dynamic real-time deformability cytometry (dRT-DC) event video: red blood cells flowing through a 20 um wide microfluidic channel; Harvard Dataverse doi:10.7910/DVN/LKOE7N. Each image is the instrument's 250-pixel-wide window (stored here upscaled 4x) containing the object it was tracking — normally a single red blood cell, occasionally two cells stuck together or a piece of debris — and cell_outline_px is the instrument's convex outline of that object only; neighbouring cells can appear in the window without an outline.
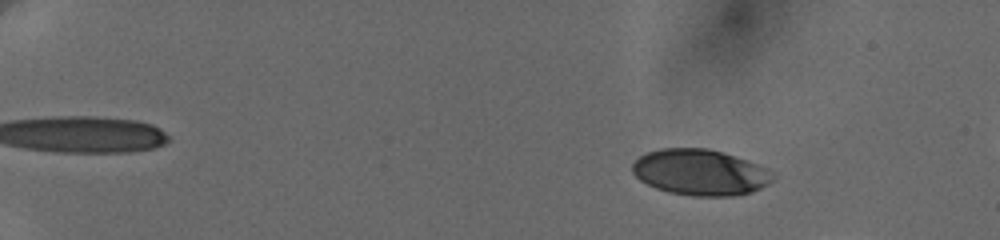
{"species": "human", "species_latin": "Homo sapiens", "temperature_condition": "cold", "stored_images_in_passage": 11, "segment_of_instrument_passage": [1, 2], "camera_frame_rate_fps": 3000, "um_per_image_px": 0.085, "donor": {"sex": "female"}, "frame": {"image": 1, "passage_image": 4, "time_ms": 2.333, "image_size_px": [1000, 240], "cell_outline_px": [[776, 176], [768, 184], [752, 192], [732, 196], [692, 196], [672, 192], [656, 188], [640, 180], [632, 172], [632, 164], [640, 156], [648, 152], [660, 148], [708, 148], [724, 152], [768, 168]], "centroid_in_image_um": [59.54, 14.64], "position_along_channel_um": 25.5, "area_um2": 37.63}}
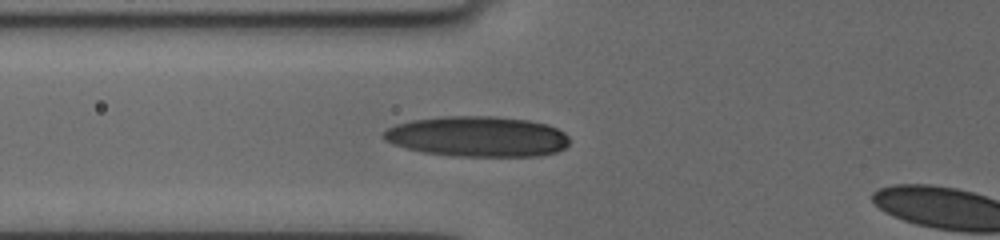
{"frame": {"image": 2, "passage_image": 10, "time_ms": 7.667, "image_size_px": [1000, 240], "cell_outline_px": [[568, 144], [564, 148], [556, 152], [540, 156], [452, 156], [424, 152], [392, 144], [384, 140], [380, 136], [388, 128], [396, 124], [412, 120], [440, 116], [496, 116], [528, 120], [544, 124], [556, 128], [564, 132], [568, 136]], "centroid_in_image_um": [40.56, 11.6], "position_along_channel_um": 85.2, "area_um2": 43.93}}